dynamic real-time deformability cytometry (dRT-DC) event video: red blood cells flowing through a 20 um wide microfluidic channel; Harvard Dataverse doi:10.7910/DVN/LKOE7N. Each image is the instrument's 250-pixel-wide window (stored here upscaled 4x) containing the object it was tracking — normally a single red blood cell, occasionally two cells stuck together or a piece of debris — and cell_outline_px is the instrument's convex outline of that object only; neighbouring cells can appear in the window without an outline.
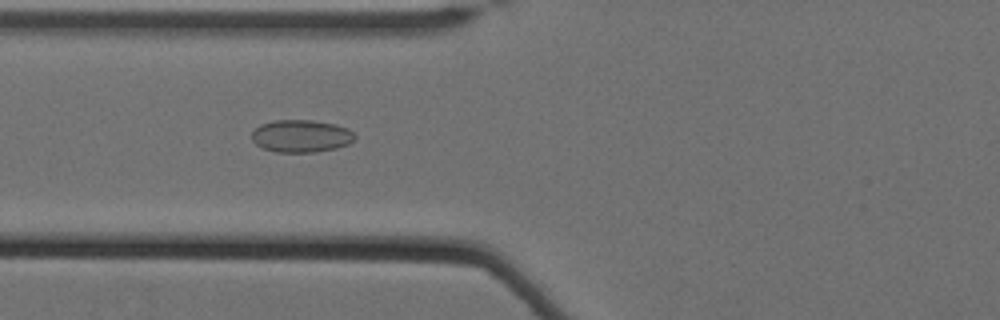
{"species": "Egyptian fruit bat (a non-hibernating species)", "species_latin": "Rousettus aegyptiacus", "temperature_condition": "cold", "stored_images_in_passage": 48, "camera_frame_rate_fps": 3000, "um_per_image_px": 0.085, "animal": {"sex": "female"}, "frame": {"image": 1, "passage_image": 14, "time_ms": 4.333, "image_size_px": [1000, 320], "cell_outline_px": [[356, 136], [348, 144], [336, 148], [316, 152], [276, 152], [264, 148], [256, 144], [252, 140], [252, 132], [260, 124], [272, 120], [312, 120], [336, 124], [348, 128]], "centroid_in_image_um": [25.59, 11.55], "position_along_channel_um": 100.2, "area_um2": 19.54}}
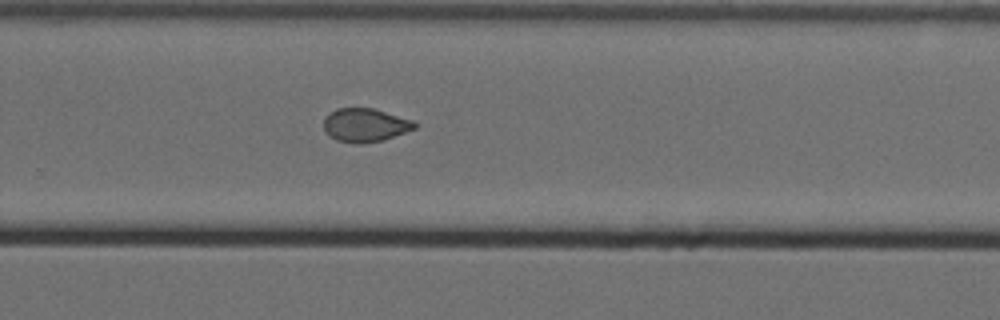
{"frame": {"image": 2, "passage_image": 31, "time_ms": 10.0, "image_size_px": [1000, 320], "cell_outline_px": [[416, 128], [380, 140], [364, 144], [352, 144], [336, 140], [324, 128], [324, 116], [328, 112], [336, 108], [372, 108], [412, 120], [416, 124]], "centroid_in_image_um": [30.98, 10.63], "position_along_channel_um": 298.8, "area_um2": 17.57}}
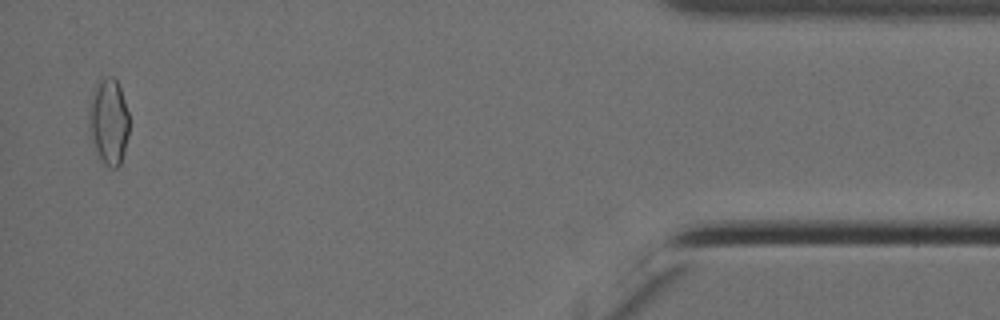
{"frame": {"image": 3, "passage_image": 47, "time_ms": 15.333, "image_size_px": [1000, 320], "cell_outline_px": [[128, 136], [124, 152], [120, 164], [116, 168], [108, 168], [100, 160], [92, 140], [88, 128], [88, 108], [96, 88], [100, 80], [104, 76], [116, 76], [128, 112]], "centroid_in_image_um": [9.24, 10.35], "position_along_channel_um": 426.0, "area_um2": 20.17}, "authors_computed_cell_mechanics": {"area_um2": 18.1492, "velocity_mm_per_s": 3.4862, "shape_relaxation_time_tau1_ms": null, "shape_relaxation_time_tau2_ms": 2.2856, "deformation_change_tau1": null, "deformation_change_tau2": 0.0652}}